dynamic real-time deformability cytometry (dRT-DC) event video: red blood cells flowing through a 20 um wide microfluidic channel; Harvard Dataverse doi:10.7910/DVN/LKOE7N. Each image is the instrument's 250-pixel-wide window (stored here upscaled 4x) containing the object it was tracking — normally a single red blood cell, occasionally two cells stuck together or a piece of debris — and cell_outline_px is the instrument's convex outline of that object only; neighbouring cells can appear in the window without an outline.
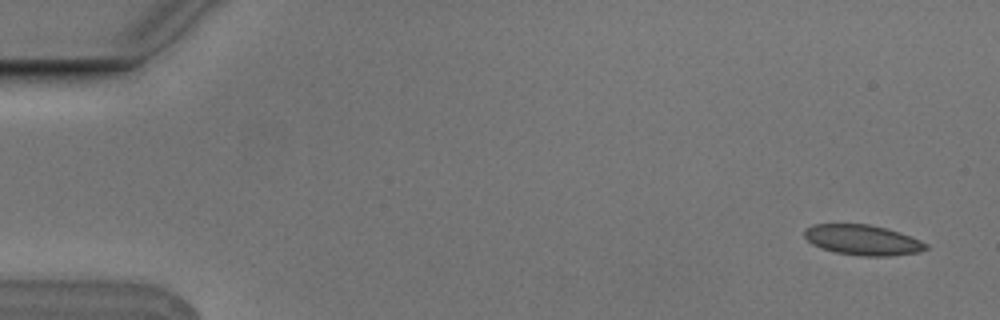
{"species": "Egyptian fruit bat (a non-hibernating species)", "species_latin": "Rousettus aegyptiacus", "temperature_condition": "cold", "stored_images_in_passage": 4, "camera_frame_rate_fps": 3000, "um_per_image_px": 0.085, "animal": {"sex": "male"}, "frame": {"image": 1, "passage_image": 1, "time_ms": 0.0, "image_size_px": [1000, 320], "cell_outline_px": [[928, 248], [920, 252], [892, 256], [860, 256], [836, 252], [820, 248], [812, 244], [804, 236], [804, 228], [812, 224], [868, 224], [888, 228], [900, 232], [920, 240], [928, 244]], "centroid_in_image_um": [73.33, 20.4], "position_along_channel_um": 11.7, "area_um2": 21.68}}